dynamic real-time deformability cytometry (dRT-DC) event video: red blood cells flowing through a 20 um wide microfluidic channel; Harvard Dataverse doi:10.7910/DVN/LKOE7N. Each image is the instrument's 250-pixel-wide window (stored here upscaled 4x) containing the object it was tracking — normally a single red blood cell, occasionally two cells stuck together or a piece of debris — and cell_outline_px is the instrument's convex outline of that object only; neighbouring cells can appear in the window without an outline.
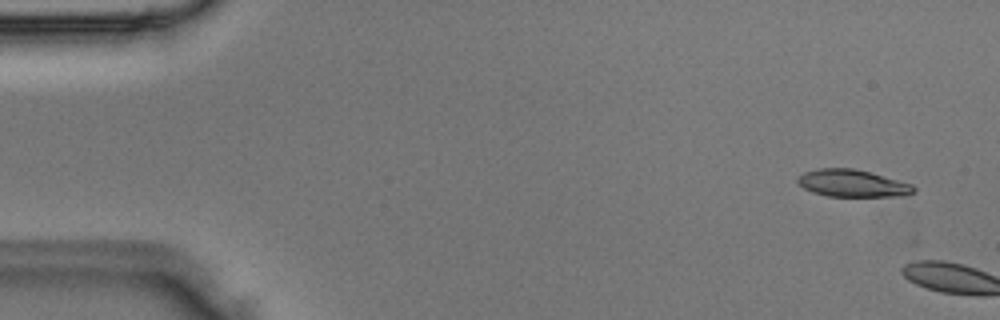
{"species": "Egyptian fruit bat (a non-hibernating species)", "species_latin": "Rousettus aegyptiacus", "temperature_condition": "room temperature", "stored_images_in_passage": 4, "camera_frame_rate_fps": 3000, "um_per_image_px": 0.085, "animal": {"sex": "male"}, "frame": {"image": 1, "passage_image": 2, "time_ms": 0.333, "image_size_px": [1000, 320], "cell_outline_px": [[916, 192], [904, 196], [828, 196], [812, 192], [804, 188], [796, 180], [804, 172], [820, 168], [852, 168], [872, 172], [912, 184], [916, 188]], "centroid_in_image_um": [72.5, 15.58], "position_along_channel_um": 12.5, "area_um2": 18.44}}